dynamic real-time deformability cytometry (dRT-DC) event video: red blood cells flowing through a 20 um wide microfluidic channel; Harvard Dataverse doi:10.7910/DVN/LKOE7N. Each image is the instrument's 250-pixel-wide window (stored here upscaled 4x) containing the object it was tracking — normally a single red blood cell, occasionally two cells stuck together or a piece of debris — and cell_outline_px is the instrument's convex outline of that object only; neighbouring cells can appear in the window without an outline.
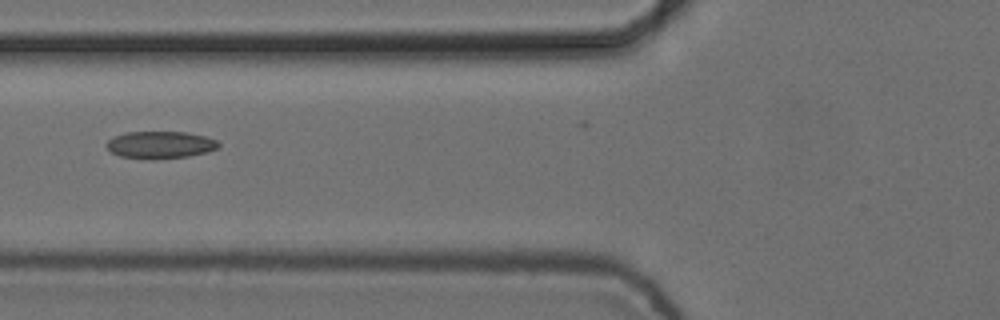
{"species": "common noctule bat (a hibernating species)", "species_latin": "Nyctalus noctula", "temperature_condition": "cold", "stored_images_in_passage": 4, "camera_frame_rate_fps": 3000, "um_per_image_px": 0.085, "animal": {"sex": "female", "body_mass_g": 24.6, "forearm_length_mm": 56.2}, "frame": {"image": 1, "passage_image": 4, "time_ms": 1.0, "image_size_px": [1000, 320], "cell_outline_px": [[220, 144], [216, 148], [208, 152], [188, 156], [152, 160], [120, 156], [112, 152], [104, 144], [108, 140], [124, 132], [184, 132], [204, 136], [216, 140]], "centroid_in_image_um": [13.6, 12.32], "position_along_channel_um": 112.2, "area_um2": 17.74}}